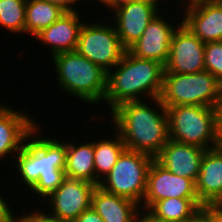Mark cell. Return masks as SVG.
<instances>
[{"mask_svg": "<svg viewBox=\"0 0 222 222\" xmlns=\"http://www.w3.org/2000/svg\"><path fill=\"white\" fill-rule=\"evenodd\" d=\"M40 128L38 124L31 130L22 149L14 157L12 168L15 167V174H19L20 188L26 185V193L30 190L31 195L35 194L33 200L40 198L43 201L65 178L67 141H59L56 136L54 139L45 137V134L43 137Z\"/></svg>", "mask_w": 222, "mask_h": 222, "instance_id": "cell-1", "label": "cell"}, {"mask_svg": "<svg viewBox=\"0 0 222 222\" xmlns=\"http://www.w3.org/2000/svg\"><path fill=\"white\" fill-rule=\"evenodd\" d=\"M151 101L119 104L110 112V124L122 137L126 149L155 158L169 140V118L159 98Z\"/></svg>", "mask_w": 222, "mask_h": 222, "instance_id": "cell-2", "label": "cell"}, {"mask_svg": "<svg viewBox=\"0 0 222 222\" xmlns=\"http://www.w3.org/2000/svg\"><path fill=\"white\" fill-rule=\"evenodd\" d=\"M164 71L163 64L138 58L127 50L120 62L107 73L104 102L109 111L124 102L159 98Z\"/></svg>", "mask_w": 222, "mask_h": 222, "instance_id": "cell-3", "label": "cell"}, {"mask_svg": "<svg viewBox=\"0 0 222 222\" xmlns=\"http://www.w3.org/2000/svg\"><path fill=\"white\" fill-rule=\"evenodd\" d=\"M52 63L58 77V90L73 95L86 105L100 106L107 90L105 70L76 51L56 54L52 56Z\"/></svg>", "mask_w": 222, "mask_h": 222, "instance_id": "cell-4", "label": "cell"}, {"mask_svg": "<svg viewBox=\"0 0 222 222\" xmlns=\"http://www.w3.org/2000/svg\"><path fill=\"white\" fill-rule=\"evenodd\" d=\"M165 108L169 118V140L205 150L219 146L217 108L199 105Z\"/></svg>", "mask_w": 222, "mask_h": 222, "instance_id": "cell-5", "label": "cell"}, {"mask_svg": "<svg viewBox=\"0 0 222 222\" xmlns=\"http://www.w3.org/2000/svg\"><path fill=\"white\" fill-rule=\"evenodd\" d=\"M222 85L210 72L164 73L160 101L165 107L199 105L217 108Z\"/></svg>", "mask_w": 222, "mask_h": 222, "instance_id": "cell-6", "label": "cell"}, {"mask_svg": "<svg viewBox=\"0 0 222 222\" xmlns=\"http://www.w3.org/2000/svg\"><path fill=\"white\" fill-rule=\"evenodd\" d=\"M153 159L148 154L125 149L98 186L109 193L131 199L141 205Z\"/></svg>", "mask_w": 222, "mask_h": 222, "instance_id": "cell-7", "label": "cell"}, {"mask_svg": "<svg viewBox=\"0 0 222 222\" xmlns=\"http://www.w3.org/2000/svg\"><path fill=\"white\" fill-rule=\"evenodd\" d=\"M87 21L81 27L75 51L108 73L120 62L127 49L111 20Z\"/></svg>", "mask_w": 222, "mask_h": 222, "instance_id": "cell-8", "label": "cell"}, {"mask_svg": "<svg viewBox=\"0 0 222 222\" xmlns=\"http://www.w3.org/2000/svg\"><path fill=\"white\" fill-rule=\"evenodd\" d=\"M95 187V184L88 181L65 177L61 185L40 202L42 208L46 205L51 212L49 208L42 210H48L46 214L52 218L73 222L91 206V196Z\"/></svg>", "mask_w": 222, "mask_h": 222, "instance_id": "cell-9", "label": "cell"}, {"mask_svg": "<svg viewBox=\"0 0 222 222\" xmlns=\"http://www.w3.org/2000/svg\"><path fill=\"white\" fill-rule=\"evenodd\" d=\"M174 31L164 73L190 74L205 70L203 43L182 22Z\"/></svg>", "mask_w": 222, "mask_h": 222, "instance_id": "cell-10", "label": "cell"}, {"mask_svg": "<svg viewBox=\"0 0 222 222\" xmlns=\"http://www.w3.org/2000/svg\"><path fill=\"white\" fill-rule=\"evenodd\" d=\"M166 198H198L195 182L173 174L154 158L148 171L146 192L140 209L148 210L155 202Z\"/></svg>", "mask_w": 222, "mask_h": 222, "instance_id": "cell-11", "label": "cell"}, {"mask_svg": "<svg viewBox=\"0 0 222 222\" xmlns=\"http://www.w3.org/2000/svg\"><path fill=\"white\" fill-rule=\"evenodd\" d=\"M163 10L148 24L142 36L127 50L134 56L142 59L155 60L165 66L169 58V49L176 25L165 19ZM171 24V25H170ZM175 25V26H174Z\"/></svg>", "mask_w": 222, "mask_h": 222, "instance_id": "cell-12", "label": "cell"}, {"mask_svg": "<svg viewBox=\"0 0 222 222\" xmlns=\"http://www.w3.org/2000/svg\"><path fill=\"white\" fill-rule=\"evenodd\" d=\"M181 8L182 22L203 43L222 41V0H200Z\"/></svg>", "mask_w": 222, "mask_h": 222, "instance_id": "cell-13", "label": "cell"}, {"mask_svg": "<svg viewBox=\"0 0 222 222\" xmlns=\"http://www.w3.org/2000/svg\"><path fill=\"white\" fill-rule=\"evenodd\" d=\"M26 111L28 112L29 110H15L11 106L5 105V103L3 105V101L0 103L1 163V160L6 162L4 160H6L9 156L10 157L8 159L13 158L14 160L16 154L22 149L31 130L38 124L37 121L29 115L30 113H26Z\"/></svg>", "mask_w": 222, "mask_h": 222, "instance_id": "cell-14", "label": "cell"}, {"mask_svg": "<svg viewBox=\"0 0 222 222\" xmlns=\"http://www.w3.org/2000/svg\"><path fill=\"white\" fill-rule=\"evenodd\" d=\"M162 9L147 1H135L113 11L111 19L122 45L128 49L143 34L149 22ZM114 19V20H113Z\"/></svg>", "mask_w": 222, "mask_h": 222, "instance_id": "cell-15", "label": "cell"}, {"mask_svg": "<svg viewBox=\"0 0 222 222\" xmlns=\"http://www.w3.org/2000/svg\"><path fill=\"white\" fill-rule=\"evenodd\" d=\"M79 11H66L49 27L41 30L33 39L41 41L50 47L52 56L69 51H75L79 33L85 20Z\"/></svg>", "mask_w": 222, "mask_h": 222, "instance_id": "cell-16", "label": "cell"}, {"mask_svg": "<svg viewBox=\"0 0 222 222\" xmlns=\"http://www.w3.org/2000/svg\"><path fill=\"white\" fill-rule=\"evenodd\" d=\"M205 149L168 140L155 159L177 176L196 182Z\"/></svg>", "mask_w": 222, "mask_h": 222, "instance_id": "cell-17", "label": "cell"}, {"mask_svg": "<svg viewBox=\"0 0 222 222\" xmlns=\"http://www.w3.org/2000/svg\"><path fill=\"white\" fill-rule=\"evenodd\" d=\"M195 189L203 205L219 204L222 200V147L205 150Z\"/></svg>", "mask_w": 222, "mask_h": 222, "instance_id": "cell-18", "label": "cell"}, {"mask_svg": "<svg viewBox=\"0 0 222 222\" xmlns=\"http://www.w3.org/2000/svg\"><path fill=\"white\" fill-rule=\"evenodd\" d=\"M91 207L104 222H137L140 205L96 186L91 196Z\"/></svg>", "mask_w": 222, "mask_h": 222, "instance_id": "cell-19", "label": "cell"}, {"mask_svg": "<svg viewBox=\"0 0 222 222\" xmlns=\"http://www.w3.org/2000/svg\"><path fill=\"white\" fill-rule=\"evenodd\" d=\"M81 143L67 140L65 177L95 184L94 139Z\"/></svg>", "mask_w": 222, "mask_h": 222, "instance_id": "cell-20", "label": "cell"}, {"mask_svg": "<svg viewBox=\"0 0 222 222\" xmlns=\"http://www.w3.org/2000/svg\"><path fill=\"white\" fill-rule=\"evenodd\" d=\"M111 138L98 139L94 138V166H95V185L98 186L100 181L111 171L116 164L117 159L126 149L122 137L116 131Z\"/></svg>", "mask_w": 222, "mask_h": 222, "instance_id": "cell-21", "label": "cell"}, {"mask_svg": "<svg viewBox=\"0 0 222 222\" xmlns=\"http://www.w3.org/2000/svg\"><path fill=\"white\" fill-rule=\"evenodd\" d=\"M66 11L46 0H27L24 34L30 38L57 21Z\"/></svg>", "mask_w": 222, "mask_h": 222, "instance_id": "cell-22", "label": "cell"}, {"mask_svg": "<svg viewBox=\"0 0 222 222\" xmlns=\"http://www.w3.org/2000/svg\"><path fill=\"white\" fill-rule=\"evenodd\" d=\"M203 206L198 198H166L155 202L148 211L160 219L186 222Z\"/></svg>", "mask_w": 222, "mask_h": 222, "instance_id": "cell-23", "label": "cell"}, {"mask_svg": "<svg viewBox=\"0 0 222 222\" xmlns=\"http://www.w3.org/2000/svg\"><path fill=\"white\" fill-rule=\"evenodd\" d=\"M27 0H0V26L20 36L24 34Z\"/></svg>", "mask_w": 222, "mask_h": 222, "instance_id": "cell-24", "label": "cell"}, {"mask_svg": "<svg viewBox=\"0 0 222 222\" xmlns=\"http://www.w3.org/2000/svg\"><path fill=\"white\" fill-rule=\"evenodd\" d=\"M205 70L214 75L222 85V41L205 43Z\"/></svg>", "mask_w": 222, "mask_h": 222, "instance_id": "cell-25", "label": "cell"}, {"mask_svg": "<svg viewBox=\"0 0 222 222\" xmlns=\"http://www.w3.org/2000/svg\"><path fill=\"white\" fill-rule=\"evenodd\" d=\"M29 213L25 215L23 212V215H17V222H66L48 216L40 206L38 210H33V212L31 210Z\"/></svg>", "mask_w": 222, "mask_h": 222, "instance_id": "cell-26", "label": "cell"}, {"mask_svg": "<svg viewBox=\"0 0 222 222\" xmlns=\"http://www.w3.org/2000/svg\"><path fill=\"white\" fill-rule=\"evenodd\" d=\"M4 193H0V222H17V215H14V208L12 203L8 204L6 197H3Z\"/></svg>", "mask_w": 222, "mask_h": 222, "instance_id": "cell-27", "label": "cell"}, {"mask_svg": "<svg viewBox=\"0 0 222 222\" xmlns=\"http://www.w3.org/2000/svg\"><path fill=\"white\" fill-rule=\"evenodd\" d=\"M73 222H104L99 214L90 206Z\"/></svg>", "mask_w": 222, "mask_h": 222, "instance_id": "cell-28", "label": "cell"}, {"mask_svg": "<svg viewBox=\"0 0 222 222\" xmlns=\"http://www.w3.org/2000/svg\"><path fill=\"white\" fill-rule=\"evenodd\" d=\"M186 222H212L210 218V204L204 205Z\"/></svg>", "mask_w": 222, "mask_h": 222, "instance_id": "cell-29", "label": "cell"}, {"mask_svg": "<svg viewBox=\"0 0 222 222\" xmlns=\"http://www.w3.org/2000/svg\"><path fill=\"white\" fill-rule=\"evenodd\" d=\"M49 1L50 3L59 5L62 9L65 11H78V8L75 6V4H79L78 2L82 0H46ZM74 6V7H72Z\"/></svg>", "mask_w": 222, "mask_h": 222, "instance_id": "cell-30", "label": "cell"}, {"mask_svg": "<svg viewBox=\"0 0 222 222\" xmlns=\"http://www.w3.org/2000/svg\"><path fill=\"white\" fill-rule=\"evenodd\" d=\"M137 222H176L154 217L148 210H140Z\"/></svg>", "mask_w": 222, "mask_h": 222, "instance_id": "cell-31", "label": "cell"}, {"mask_svg": "<svg viewBox=\"0 0 222 222\" xmlns=\"http://www.w3.org/2000/svg\"><path fill=\"white\" fill-rule=\"evenodd\" d=\"M218 143L222 147V96L217 106Z\"/></svg>", "mask_w": 222, "mask_h": 222, "instance_id": "cell-32", "label": "cell"}, {"mask_svg": "<svg viewBox=\"0 0 222 222\" xmlns=\"http://www.w3.org/2000/svg\"><path fill=\"white\" fill-rule=\"evenodd\" d=\"M210 218L212 222H222V207L218 204H210Z\"/></svg>", "mask_w": 222, "mask_h": 222, "instance_id": "cell-33", "label": "cell"}, {"mask_svg": "<svg viewBox=\"0 0 222 222\" xmlns=\"http://www.w3.org/2000/svg\"><path fill=\"white\" fill-rule=\"evenodd\" d=\"M135 1L136 0H112L111 4L108 6V11H111L110 13H112L115 9Z\"/></svg>", "mask_w": 222, "mask_h": 222, "instance_id": "cell-34", "label": "cell"}, {"mask_svg": "<svg viewBox=\"0 0 222 222\" xmlns=\"http://www.w3.org/2000/svg\"><path fill=\"white\" fill-rule=\"evenodd\" d=\"M136 1H147V2H150V3H152V4L157 5L158 7L160 6L161 8H163L164 5L162 6V4H161L160 2L166 3L165 0H164V1H163V0H136ZM159 4H161V5H159Z\"/></svg>", "mask_w": 222, "mask_h": 222, "instance_id": "cell-35", "label": "cell"}, {"mask_svg": "<svg viewBox=\"0 0 222 222\" xmlns=\"http://www.w3.org/2000/svg\"><path fill=\"white\" fill-rule=\"evenodd\" d=\"M83 1V0H82ZM98 1V2H97ZM97 1H95V0H93V2H97V3H101V5L102 6H104V7H108L110 4H111V1L112 0H97Z\"/></svg>", "mask_w": 222, "mask_h": 222, "instance_id": "cell-36", "label": "cell"}, {"mask_svg": "<svg viewBox=\"0 0 222 222\" xmlns=\"http://www.w3.org/2000/svg\"><path fill=\"white\" fill-rule=\"evenodd\" d=\"M168 1H169V0H166V2H168ZM182 1H183L184 3H183ZM180 2H181V4H180ZM180 2H179V1L177 2L178 5H180V6H181V5L184 6L185 4H186V5H187V4H190V0H180Z\"/></svg>", "mask_w": 222, "mask_h": 222, "instance_id": "cell-37", "label": "cell"}, {"mask_svg": "<svg viewBox=\"0 0 222 222\" xmlns=\"http://www.w3.org/2000/svg\"><path fill=\"white\" fill-rule=\"evenodd\" d=\"M196 1H200V0H190V3L196 2Z\"/></svg>", "mask_w": 222, "mask_h": 222, "instance_id": "cell-38", "label": "cell"}, {"mask_svg": "<svg viewBox=\"0 0 222 222\" xmlns=\"http://www.w3.org/2000/svg\"><path fill=\"white\" fill-rule=\"evenodd\" d=\"M218 205L222 207V200L220 201V203Z\"/></svg>", "mask_w": 222, "mask_h": 222, "instance_id": "cell-39", "label": "cell"}]
</instances>
